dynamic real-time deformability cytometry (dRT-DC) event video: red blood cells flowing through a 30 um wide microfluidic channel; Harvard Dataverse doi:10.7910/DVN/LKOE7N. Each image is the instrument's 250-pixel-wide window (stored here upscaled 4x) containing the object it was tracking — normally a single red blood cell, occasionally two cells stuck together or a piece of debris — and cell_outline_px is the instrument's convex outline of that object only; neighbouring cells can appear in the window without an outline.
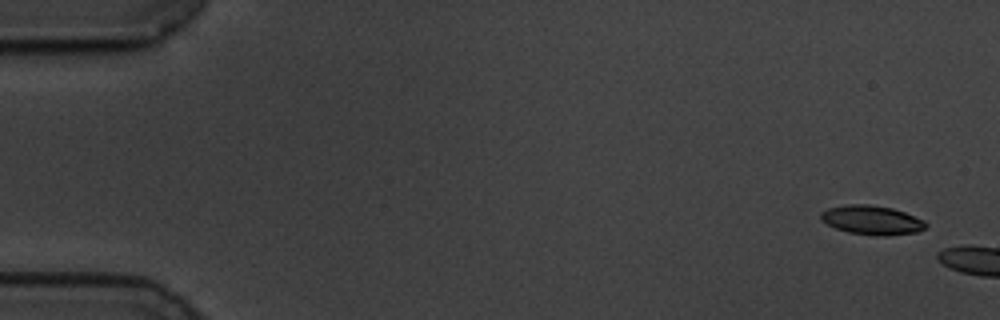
{"species": "common noctule bat (a hibernating species)", "species_latin": "Nyctalus noctula", "temperature_condition": "cold", "stored_images_in_passage": 5, "camera_frame_rate_fps": 3000, "um_per_image_px": 0.085, "animal": {"sex": "male", "body_mass_g": 19.5, "forearm_length_mm": 54.6}, "frame": {"image": 1, "passage_image": 1, "time_ms": 0.0, "image_size_px": [1000, 320], "cell_outline_px": [[928, 228], [916, 232], [888, 236], [876, 236], [848, 232], [836, 228], [820, 220], [820, 212], [828, 208], [848, 204], [868, 204], [892, 208], [904, 212], [924, 220], [928, 224]], "centroid_in_image_um": [74.12, 18.71], "position_along_channel_um": 10.9, "area_um2": 17.98}}